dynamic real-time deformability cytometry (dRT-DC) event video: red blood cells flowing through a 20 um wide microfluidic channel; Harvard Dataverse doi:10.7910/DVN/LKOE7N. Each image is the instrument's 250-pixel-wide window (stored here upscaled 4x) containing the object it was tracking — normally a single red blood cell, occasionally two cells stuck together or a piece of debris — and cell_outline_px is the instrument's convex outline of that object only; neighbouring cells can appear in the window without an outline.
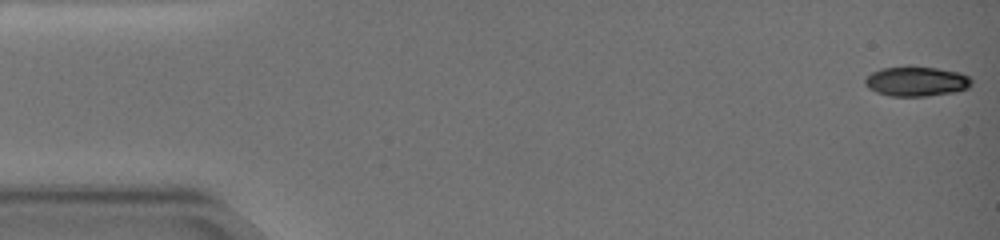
{"species": "common noctule bat (a hibernating species)", "species_latin": "Nyctalus noctula", "temperature_condition": "warm", "stored_images_in_passage": 63, "camera_frame_rate_fps": 3000, "um_per_image_px": 0.085, "animal": {"sex": "female", "body_mass_g": 19.0, "forearm_length_mm": 51.5}, "frame": {"image": 1, "passage_image": 1, "time_ms": 0.0, "image_size_px": [1000, 240], "cell_outline_px": [[972, 84], [968, 88], [956, 92], [924, 96], [892, 96], [876, 92], [868, 88], [864, 84], [864, 80], [872, 72], [880, 68], [908, 64], [936, 68], [960, 72], [968, 76], [972, 80]], "centroid_in_image_um": [77.88, 6.88], "position_along_channel_um": 7.1, "area_um2": 18.96}}
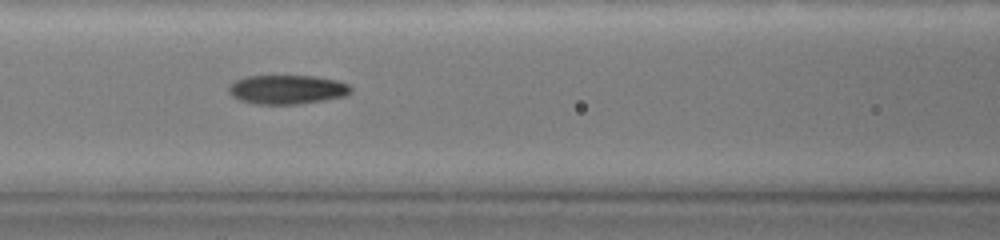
{"frame": {"image": 2, "passage_image": 28, "time_ms": 9.0, "image_size_px": [1000, 240], "cell_outline_px": [[352, 92], [348, 96], [324, 100], [296, 104], [256, 104], [240, 100], [232, 96], [228, 92], [228, 88], [236, 80], [244, 76], [316, 76], [336, 80], [348, 84], [352, 88]], "centroid_in_image_um": [24.43, 7.61], "position_along_channel_um": 142.2, "area_um2": 20.81}}
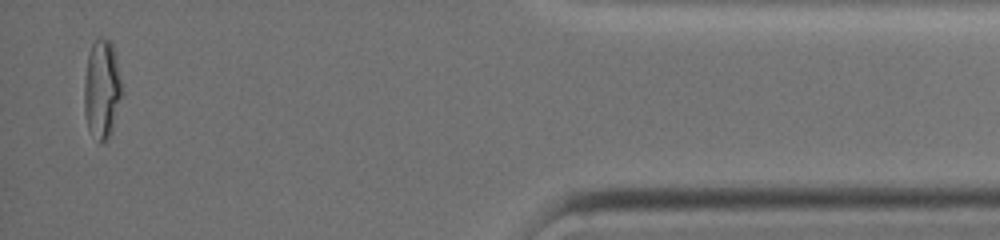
{"frame": {"image": 3, "passage_image": 61, "time_ms": 20.0, "image_size_px": [1000, 240], "cell_outline_px": [[124, 92], [112, 132], [100, 144], [88, 128], [84, 112], [84, 76], [88, 56], [92, 44], [96, 40], [108, 40], [112, 44], [116, 56]], "centroid_in_image_um": [8.68, 7.62], "position_along_channel_um": 426.5, "area_um2": 21.96}, "authors_computed_cell_mechanics": {"area_um2": 19.9988, "velocity_mm_per_s": 3.0941, "shape_relaxation_time_tau1_ms": 8.5677, "shape_relaxation_time_tau2_ms": 1.5493, "deformation_change_tau1": 0.2942, "deformation_change_tau2": 0.0533}}